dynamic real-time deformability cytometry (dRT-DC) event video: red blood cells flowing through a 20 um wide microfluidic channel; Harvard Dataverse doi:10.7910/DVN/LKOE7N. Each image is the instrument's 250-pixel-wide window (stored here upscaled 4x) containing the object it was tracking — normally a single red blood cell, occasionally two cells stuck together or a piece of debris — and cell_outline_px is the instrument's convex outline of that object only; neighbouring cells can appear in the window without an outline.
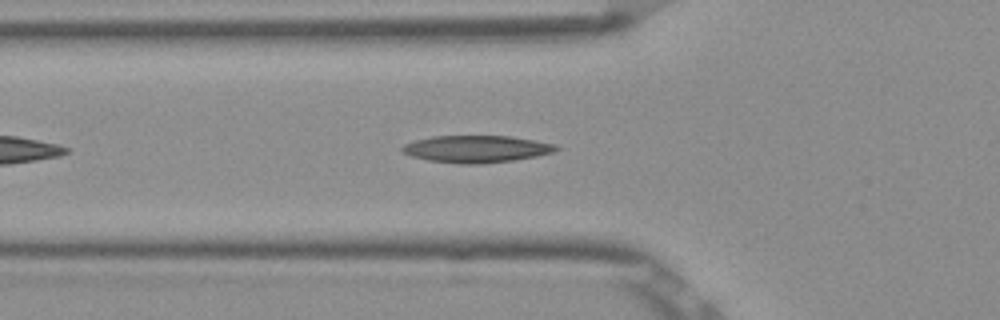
{"species": "Egyptian fruit bat (a non-hibernating species)", "species_latin": "Rousettus aegyptiacus", "temperature_condition": "room temperature", "stored_images_in_passage": 27, "camera_frame_rate_fps": 3000, "um_per_image_px": 0.085, "frame": {"image": 1, "passage_image": 6, "time_ms": 1.667, "image_size_px": [1000, 320], "cell_outline_px": [[560, 148], [552, 152], [536, 156], [512, 160], [480, 164], [460, 164], [428, 160], [412, 156], [400, 152], [400, 148], [404, 144], [416, 140], [432, 136], [512, 136], [536, 140], [556, 144]], "centroid_in_image_um": [40.48, 12.66], "position_along_channel_um": 85.3, "area_um2": 24.33}}
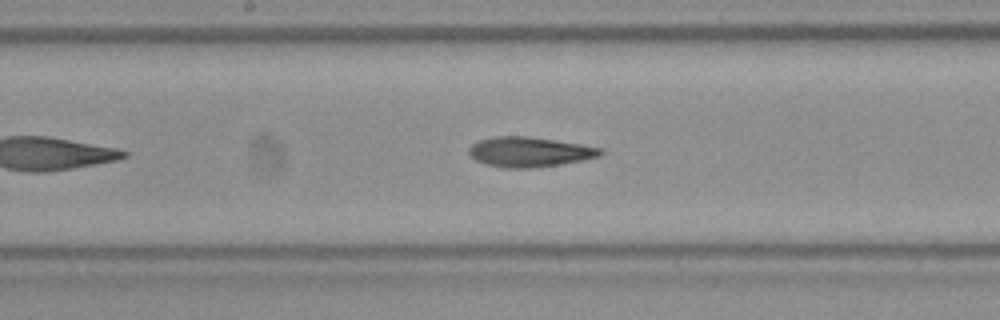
{"frame": {"image": 2, "passage_image": 15, "time_ms": 4.667, "image_size_px": [1000, 320], "cell_outline_px": [[604, 152], [600, 156], [560, 164], [532, 168], [504, 168], [484, 164], [476, 160], [468, 152], [468, 148], [472, 144], [480, 140], [492, 136], [528, 136], [580, 144], [604, 148]], "centroid_in_image_um": [44.99, 12.91], "position_along_channel_um": 203.2, "area_um2": 22.95}}
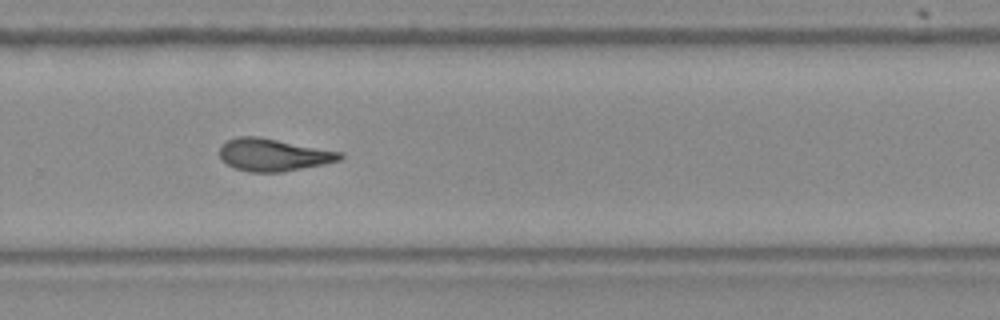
{"frame": {"image": 3, "passage_image": 23, "time_ms": 7.333, "image_size_px": [1000, 320], "cell_outline_px": [[344, 156], [340, 160], [324, 164], [280, 172], [248, 172], [236, 168], [228, 164], [220, 156], [220, 148], [228, 140], [236, 136], [260, 136], [344, 152]], "centroid_in_image_um": [23.28, 13.14], "position_along_channel_um": 306.5, "area_um2": 22.77}}